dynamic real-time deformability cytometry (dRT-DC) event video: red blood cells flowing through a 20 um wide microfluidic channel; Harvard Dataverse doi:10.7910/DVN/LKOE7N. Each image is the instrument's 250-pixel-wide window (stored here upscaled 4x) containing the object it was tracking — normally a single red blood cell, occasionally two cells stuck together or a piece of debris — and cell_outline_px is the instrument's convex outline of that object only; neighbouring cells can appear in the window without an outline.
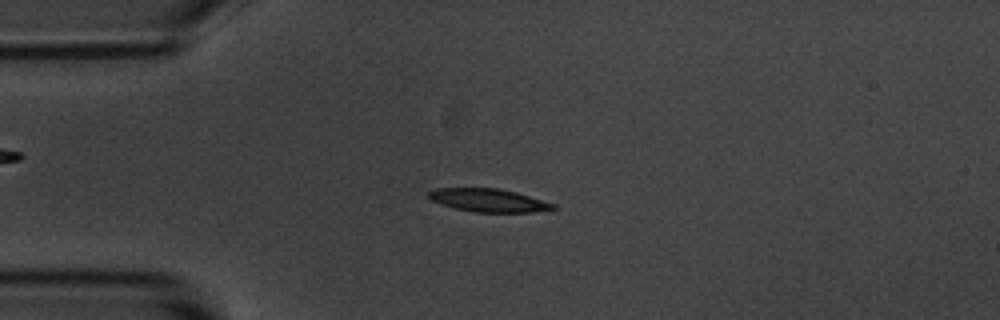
{"species": "common noctule bat (a hibernating species)", "species_latin": "Nyctalus noctula", "temperature_condition": "room temperature", "stored_images_in_passage": 49, "camera_frame_rate_fps": 3000, "um_per_image_px": 0.085, "animal": {"sex": "male", "body_mass_g": 20.1, "forearm_length_mm": 53.5}, "frame": {"image": 1, "passage_image": 8, "time_ms": 2.333, "image_size_px": [1000, 320], "cell_outline_px": [[556, 208], [532, 212], [472, 212], [456, 208], [432, 200], [428, 196], [428, 192], [436, 188], [500, 188], [516, 192], [556, 204]], "centroid_in_image_um": [41.54, 17.02], "position_along_channel_um": 43.5, "area_um2": 16.59}}
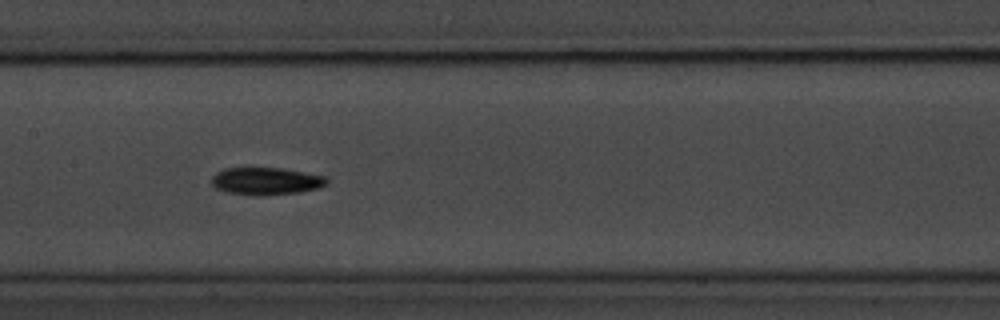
{"frame": {"image": 2, "passage_image": 21, "time_ms": 6.667, "image_size_px": [1000, 320], "cell_outline_px": [[328, 184], [320, 188], [300, 192], [264, 196], [252, 196], [228, 192], [216, 188], [212, 184], [212, 176], [216, 172], [224, 168], [280, 168], [324, 176], [328, 180]], "centroid_in_image_um": [22.61, 15.41], "position_along_channel_um": 184.8, "area_um2": 18.5}}
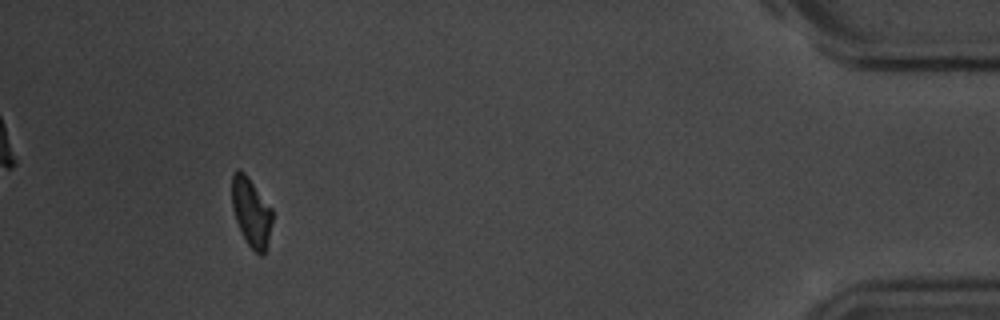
{"frame": {"image": 3, "passage_image": 45, "time_ms": 14.667, "image_size_px": [1000, 320], "cell_outline_px": [[272, 220], [268, 240], [264, 256], [260, 256], [248, 244], [236, 220], [232, 208], [232, 172], [236, 168], [240, 168], [244, 172], [272, 208]], "centroid_in_image_um": [21.34, 18.0], "position_along_channel_um": 413.9, "area_um2": 16.07}, "authors_computed_cell_mechanics": {"area_um2": 17.1666, "velocity_mm_per_s": 3.682, "shape_relaxation_time_tau1_ms": 2.1679, "shape_relaxation_time_tau2_ms": null, "deformation_change_tau1": 0.1446, "deformation_change_tau2": null}}